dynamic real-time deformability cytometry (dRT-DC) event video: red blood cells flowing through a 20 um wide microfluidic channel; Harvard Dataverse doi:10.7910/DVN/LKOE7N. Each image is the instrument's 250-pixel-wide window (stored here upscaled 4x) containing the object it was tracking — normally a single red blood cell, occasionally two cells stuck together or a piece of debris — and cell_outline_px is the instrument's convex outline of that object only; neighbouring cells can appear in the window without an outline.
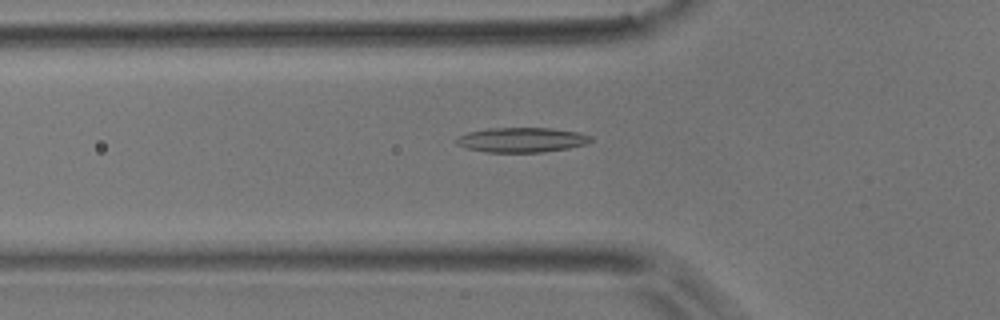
{"species": "common noctule bat (a hibernating species)", "species_latin": "Nyctalus noctula", "temperature_condition": "room temperature", "stored_images_in_passage": 32, "camera_frame_rate_fps": 3000, "um_per_image_px": 0.085, "animal": {"sex": "male", "body_mass_g": 17.9}, "frame": {"image": 1, "passage_image": 4, "time_ms": 1.0, "image_size_px": [1000, 320], "cell_outline_px": [[592, 140], [584, 144], [568, 148], [544, 152], [488, 152], [468, 148], [456, 144], [456, 140], [460, 136], [468, 132], [488, 128], [548, 128], [580, 132], [592, 136]], "centroid_in_image_um": [44.37, 11.88], "position_along_channel_um": 81.4, "area_um2": 19.25}}
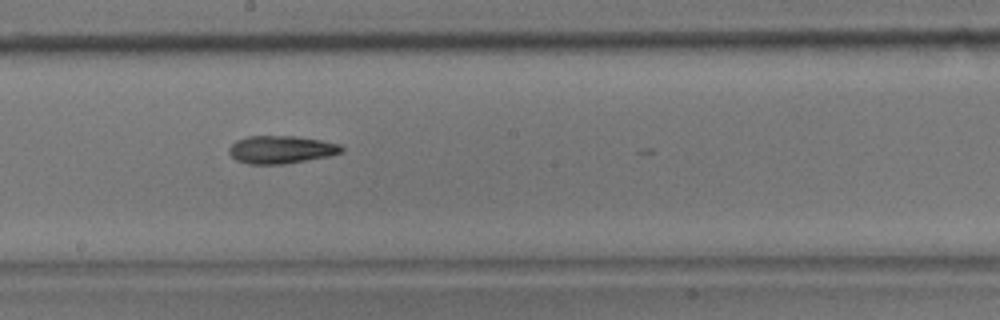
{"frame": {"image": 2, "passage_image": 15, "time_ms": 4.667, "image_size_px": [1000, 320], "cell_outline_px": [[344, 152], [328, 156], [284, 164], [248, 164], [236, 160], [228, 152], [228, 148], [236, 140], [248, 136], [296, 136], [320, 140], [340, 144], [344, 148]], "centroid_in_image_um": [23.89, 12.71], "position_along_channel_um": 224.3, "area_um2": 18.26}}
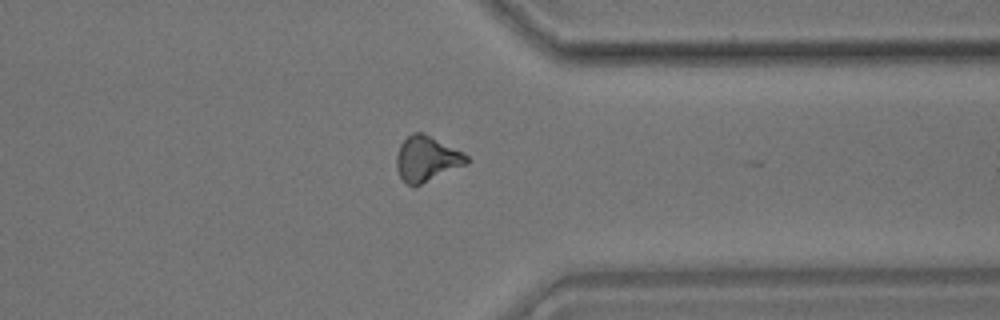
{"frame": {"image": 3, "passage_image": 27, "time_ms": 8.667, "image_size_px": [1000, 320], "cell_outline_px": [[468, 164], [416, 188], [408, 184], [400, 176], [396, 168], [396, 156], [400, 144], [412, 132], [424, 132], [468, 156]], "centroid_in_image_um": [36.26, 13.53], "position_along_channel_um": 375.1, "area_um2": 18.73}}